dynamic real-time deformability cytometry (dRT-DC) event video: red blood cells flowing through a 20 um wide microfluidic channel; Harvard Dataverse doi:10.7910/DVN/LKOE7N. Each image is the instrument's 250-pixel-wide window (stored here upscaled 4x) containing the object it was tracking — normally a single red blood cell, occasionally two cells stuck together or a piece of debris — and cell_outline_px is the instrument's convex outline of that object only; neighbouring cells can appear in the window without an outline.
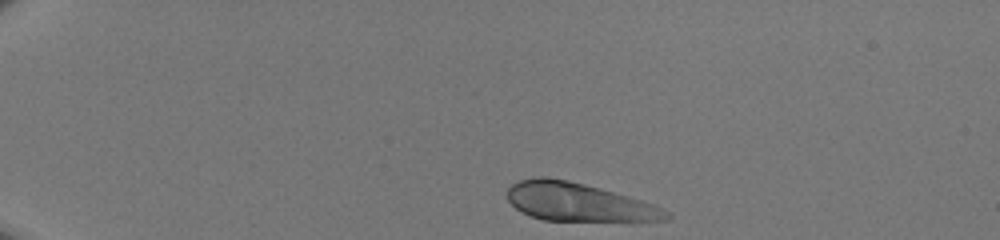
{"species": "human", "species_latin": "Homo sapiens", "temperature_condition": "room temperature", "stored_images_in_passage": 34, "camera_frame_rate_fps": 3000, "um_per_image_px": 0.085, "donor": {"sex": "male"}, "frame": {"image": 1, "passage_image": 1, "time_ms": 0.0, "image_size_px": [1000, 240], "cell_outline_px": [[672, 216], [668, 220], [544, 220], [532, 216], [516, 208], [508, 200], [508, 188], [512, 184], [520, 180], [536, 176], [548, 176], [568, 180], [600, 188], [640, 200], [652, 204], [668, 212]], "centroid_in_image_um": [49.11, 17.15], "position_along_channel_um": 35.9, "area_um2": 34.8}}
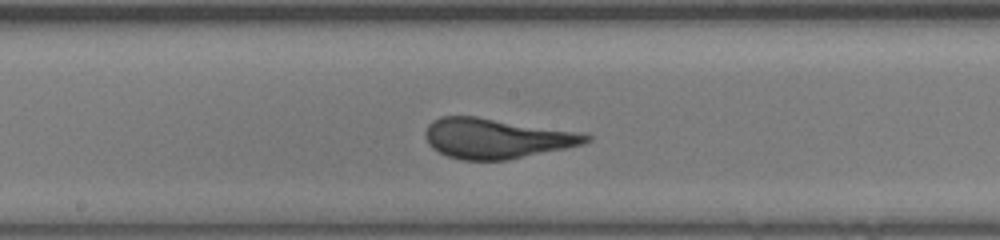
{"frame": {"image": 2, "passage_image": 19, "time_ms": 6.0, "image_size_px": [1000, 240], "cell_outline_px": [[592, 140], [584, 144], [508, 160], [460, 160], [448, 156], [432, 148], [428, 144], [424, 136], [424, 132], [428, 124], [432, 120], [440, 116], [476, 116], [576, 132], [592, 136]], "centroid_in_image_um": [42.13, 11.76], "position_along_channel_um": 206.1, "area_um2": 37.4}}
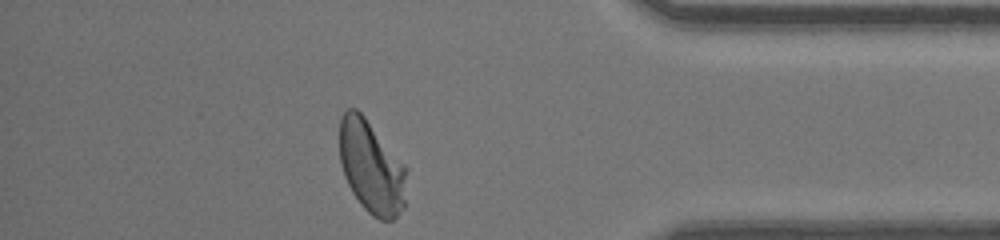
{"frame": {"image": 3, "passage_image": 34, "time_ms": 11.0, "image_size_px": [1000, 240], "cell_outline_px": [[408, 168], [404, 208], [392, 220], [380, 220], [372, 216], [360, 204], [352, 192], [344, 176], [340, 164], [340, 120], [344, 112], [348, 108], [356, 108], [364, 116]], "centroid_in_image_um": [31.58, 14.22], "position_along_channel_um": 403.6, "area_um2": 36.47}}